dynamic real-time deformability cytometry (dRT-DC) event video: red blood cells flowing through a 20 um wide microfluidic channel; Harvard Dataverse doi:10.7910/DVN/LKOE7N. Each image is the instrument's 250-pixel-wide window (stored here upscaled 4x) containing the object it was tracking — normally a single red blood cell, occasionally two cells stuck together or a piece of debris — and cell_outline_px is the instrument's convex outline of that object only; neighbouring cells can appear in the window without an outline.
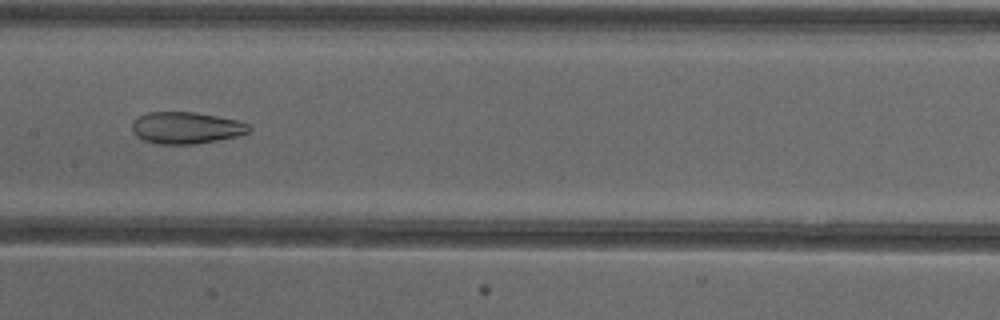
{"species": "common noctule bat (a hibernating species)", "species_latin": "Nyctalus noctula", "temperature_condition": "cold", "stored_images_in_passage": 52, "camera_frame_rate_fps": 3000, "um_per_image_px": 0.085, "animal": {"sex": "female"}, "frame": {"image": 1, "passage_image": 26, "time_ms": 8.333, "image_size_px": [1000, 320], "cell_outline_px": [[252, 128], [248, 132], [236, 136], [216, 140], [192, 144], [160, 144], [144, 140], [136, 136], [132, 132], [132, 120], [148, 112], [196, 112], [236, 120], [248, 124]], "centroid_in_image_um": [15.78, 10.86], "position_along_channel_um": 191.6, "area_um2": 21.5}}
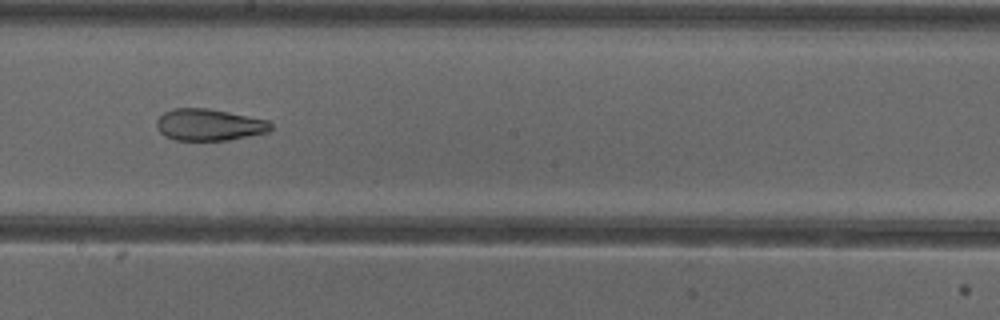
{"frame": {"image": 2, "passage_image": 29, "time_ms": 9.333, "image_size_px": [1000, 320], "cell_outline_px": [[272, 128], [268, 132], [228, 140], [176, 140], [164, 136], [156, 128], [156, 120], [164, 112], [172, 108], [208, 108], [268, 120], [272, 124]], "centroid_in_image_um": [17.75, 10.6], "position_along_channel_um": 230.5, "area_um2": 21.15}}
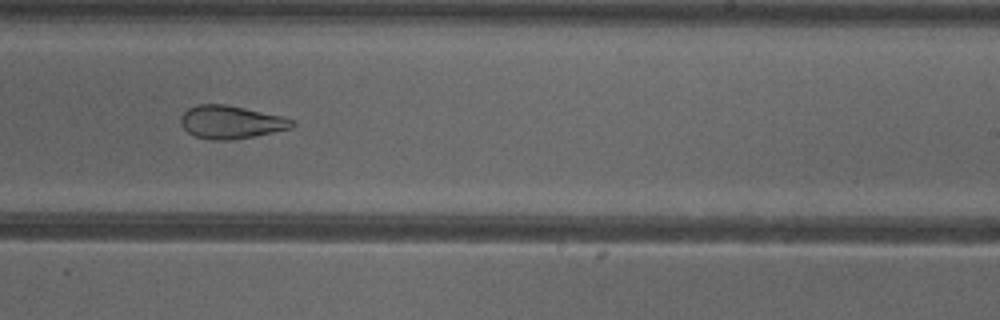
{"frame": {"image": 3, "passage_image": 32, "time_ms": 10.333, "image_size_px": [1000, 320], "cell_outline_px": [[296, 124], [292, 128], [232, 140], [212, 140], [196, 136], [188, 132], [180, 124], [180, 116], [188, 108], [196, 104], [224, 104], [284, 116], [292, 120]], "centroid_in_image_um": [19.61, 10.37], "position_along_channel_um": 269.4, "area_um2": 21.39}, "authors_computed_cell_mechanics": {"area_um2": 27.1371, "velocity_mm_per_s": 3.9162, "shape_relaxation_time_tau1_ms": null, "shape_relaxation_time_tau2_ms": 2.9489, "deformation_change_tau1": null, "deformation_change_tau2": 0.1088}}